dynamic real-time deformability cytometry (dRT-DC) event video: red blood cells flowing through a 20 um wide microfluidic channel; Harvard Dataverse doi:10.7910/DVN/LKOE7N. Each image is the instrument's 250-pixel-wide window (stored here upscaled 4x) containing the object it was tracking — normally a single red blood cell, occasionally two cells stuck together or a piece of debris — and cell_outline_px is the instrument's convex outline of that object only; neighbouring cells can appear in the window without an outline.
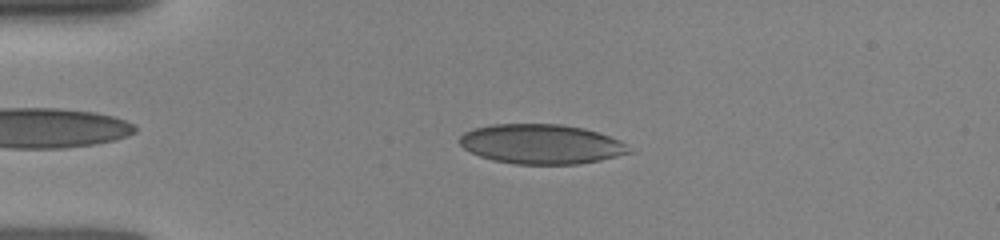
{"species": "human", "species_latin": "Homo sapiens", "temperature_condition": "room temperature", "stored_images_in_passage": 42, "camera_frame_rate_fps": 3000, "um_per_image_px": 0.085, "donor": {"sex": "female"}, "frame": {"image": 1, "passage_image": 8, "time_ms": 2.333, "image_size_px": [1000, 240], "cell_outline_px": [[636, 152], [600, 160], [580, 164], [516, 164], [492, 160], [480, 156], [464, 148], [460, 144], [460, 136], [464, 132], [472, 128], [492, 124], [560, 124], [584, 128], [620, 140]], "centroid_in_image_um": [46.03, 12.25], "position_along_channel_um": 39.0, "area_um2": 39.3}}
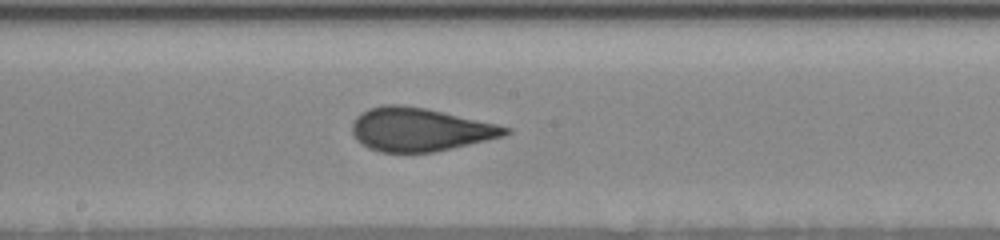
{"frame": {"image": 2, "passage_image": 24, "time_ms": 7.333, "image_size_px": [1000, 240], "cell_outline_px": [[512, 132], [504, 136], [452, 148], [432, 152], [380, 152], [368, 148], [352, 132], [352, 124], [356, 116], [368, 108], [384, 104], [400, 104], [424, 108], [496, 124], [512, 128]], "centroid_in_image_um": [35.68, 11.0], "position_along_channel_um": 212.5, "area_um2": 38.32}}
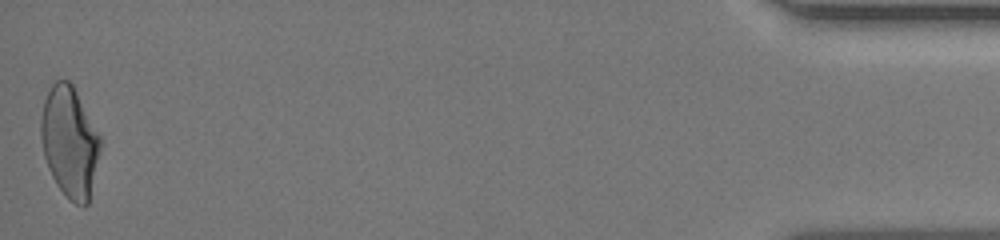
{"frame": {"image": 3, "passage_image": 42, "time_ms": 14.667, "image_size_px": [1000, 240], "cell_outline_px": [[100, 148], [88, 204], [84, 208], [68, 200], [56, 184], [48, 168], [44, 156], [40, 136], [40, 120], [44, 100], [52, 84], [56, 80], [68, 80], [72, 84], [100, 136]], "centroid_in_image_um": [5.89, 12.09], "position_along_channel_um": 429.3, "area_um2": 38.09}}